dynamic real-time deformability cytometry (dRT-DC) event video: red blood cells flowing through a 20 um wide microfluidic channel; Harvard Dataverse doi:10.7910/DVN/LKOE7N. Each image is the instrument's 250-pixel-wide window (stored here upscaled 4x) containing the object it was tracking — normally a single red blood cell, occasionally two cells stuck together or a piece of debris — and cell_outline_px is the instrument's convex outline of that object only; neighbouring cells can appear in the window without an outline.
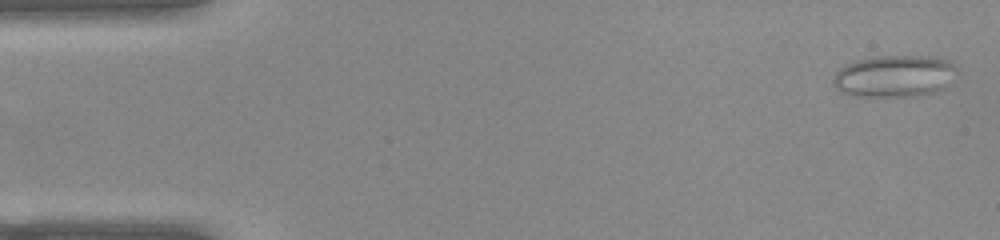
{"species": "common noctule bat (a hibernating species)", "species_latin": "Nyctalus noctula", "temperature_condition": "warm", "stored_images_in_passage": 52, "camera_frame_rate_fps": 3000, "um_per_image_px": 0.085, "animal": {"sex": "female", "body_mass_g": 22.0, "forearm_length_mm": 56.7}, "frame": {"image": 1, "passage_image": 2, "time_ms": 0.333, "image_size_px": [1000, 240], "cell_outline_px": [[956, 72], [948, 84], [944, 88], [936, 92], [916, 96], [852, 96], [840, 92], [832, 84], [832, 76], [840, 68], [856, 60], [876, 56], [928, 56], [948, 60], [956, 64]], "centroid_in_image_um": [76.01, 6.47], "position_along_channel_um": 9.0, "area_um2": 30.46}}
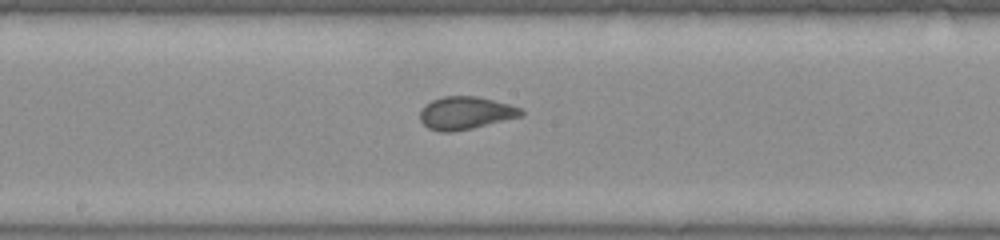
{"frame": {"image": 2, "passage_image": 27, "time_ms": 8.667, "image_size_px": [1000, 240], "cell_outline_px": [[524, 112], [520, 116], [472, 128], [452, 132], [440, 132], [428, 128], [420, 120], [420, 112], [432, 100], [444, 96], [476, 96], [508, 104], [520, 108]], "centroid_in_image_um": [39.55, 9.61], "position_along_channel_um": 208.7, "area_um2": 18.9}}
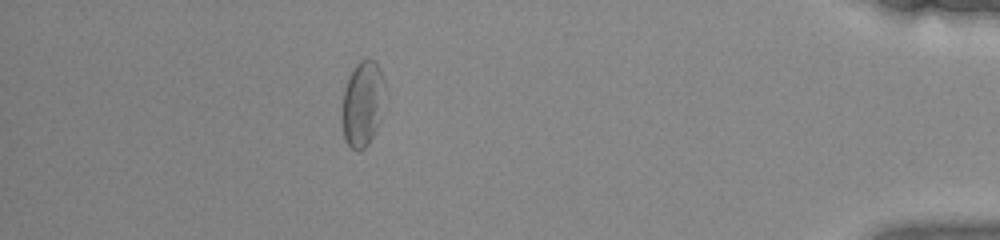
{"frame": {"image": 3, "passage_image": 46, "time_ms": 15.0, "image_size_px": [1000, 240], "cell_outline_px": [[384, 84], [376, 128], [368, 144], [364, 148], [356, 152], [344, 140], [344, 88], [356, 64], [360, 60], [368, 56], [376, 60], [380, 68]], "centroid_in_image_um": [30.81, 8.76], "position_along_channel_um": 404.4, "area_um2": 20.4}, "authors_computed_cell_mechanics": {"area_um2": 20.3456, "velocity_mm_per_s": 3.904, "shape_relaxation_time_tau1_ms": null, "shape_relaxation_time_tau2_ms": 0.6982, "deformation_change_tau1": null, "deformation_change_tau2": 0.0664}}